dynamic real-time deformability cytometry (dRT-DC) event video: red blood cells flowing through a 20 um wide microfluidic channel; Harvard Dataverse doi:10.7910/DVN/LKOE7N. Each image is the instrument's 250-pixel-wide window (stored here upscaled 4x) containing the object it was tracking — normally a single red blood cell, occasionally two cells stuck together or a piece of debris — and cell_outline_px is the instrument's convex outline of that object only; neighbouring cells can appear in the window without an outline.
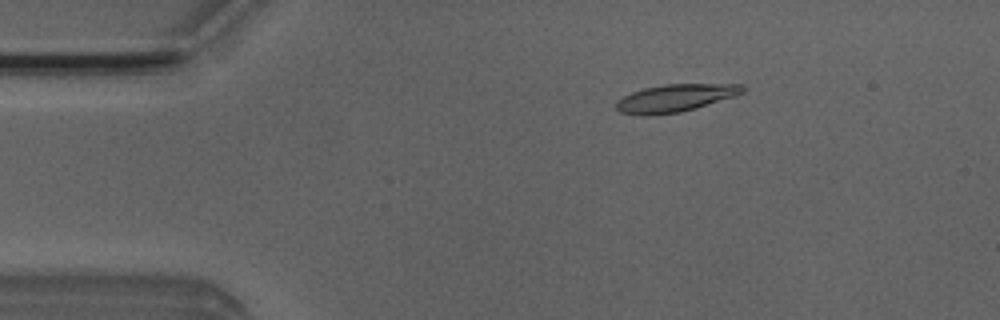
{"species": "Egyptian fruit bat (a non-hibernating species)", "species_latin": "Rousettus aegyptiacus", "temperature_condition": "room temperature", "stored_images_in_passage": 7, "camera_frame_rate_fps": 3000, "um_per_image_px": 0.085, "animal": {"sex": "male"}, "frame": {"image": 1, "passage_image": 3, "time_ms": 2.333, "image_size_px": [1000, 320], "cell_outline_px": [[748, 88], [744, 92], [736, 96], [696, 108], [680, 112], [648, 116], [644, 116], [620, 112], [616, 108], [616, 100], [632, 92], [644, 88], [664, 84], [744, 84]], "centroid_in_image_um": [57.43, 8.33], "position_along_channel_um": 27.6, "area_um2": 20.52}}
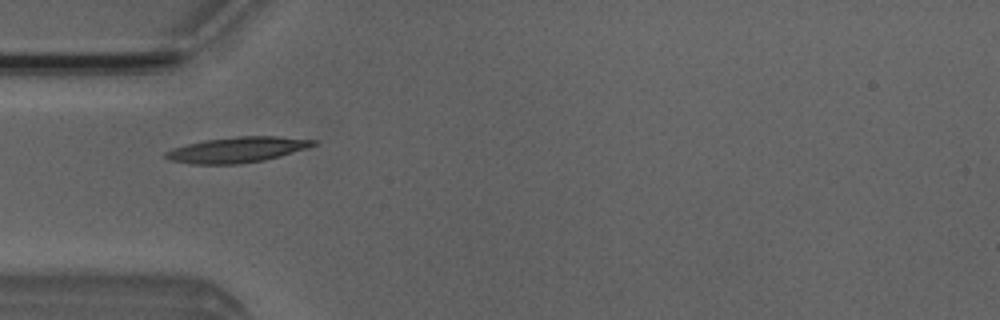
{"frame": {"image": 2, "passage_image": 5, "time_ms": 4.667, "image_size_px": [1000, 320], "cell_outline_px": [[316, 144], [308, 148], [280, 156], [264, 160], [240, 164], [192, 164], [168, 160], [164, 156], [164, 152], [172, 148], [204, 140], [236, 136], [276, 136], [316, 140]], "centroid_in_image_um": [20.14, 12.73], "position_along_channel_um": 64.9, "area_um2": 22.02}}